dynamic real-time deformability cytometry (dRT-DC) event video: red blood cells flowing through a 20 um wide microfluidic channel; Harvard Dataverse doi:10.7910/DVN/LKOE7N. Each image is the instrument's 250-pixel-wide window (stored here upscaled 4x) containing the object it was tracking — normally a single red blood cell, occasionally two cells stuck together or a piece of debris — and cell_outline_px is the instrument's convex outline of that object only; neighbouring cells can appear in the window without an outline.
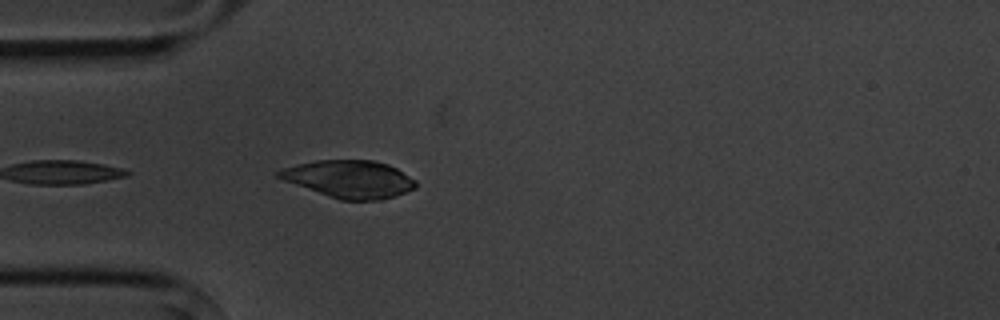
{"species": "common noctule bat (a hibernating species)", "species_latin": "Nyctalus noctula", "temperature_condition": "cold", "stored_images_in_passage": 4, "camera_frame_rate_fps": 3000, "um_per_image_px": 0.085, "animal": {"sex": "male", "body_mass_g": 20.1, "forearm_length_mm": 53.5}, "frame": {"image": 1, "passage_image": 4, "time_ms": 4.333, "image_size_px": [1000, 320], "cell_outline_px": [[416, 188], [396, 196], [380, 200], [340, 200], [328, 196], [284, 180], [276, 176], [276, 172], [284, 168], [296, 164], [316, 160], [372, 160], [388, 164], [396, 168], [416, 180]], "centroid_in_image_um": [29.72, 15.22], "position_along_channel_um": 55.3, "area_um2": 29.82}}